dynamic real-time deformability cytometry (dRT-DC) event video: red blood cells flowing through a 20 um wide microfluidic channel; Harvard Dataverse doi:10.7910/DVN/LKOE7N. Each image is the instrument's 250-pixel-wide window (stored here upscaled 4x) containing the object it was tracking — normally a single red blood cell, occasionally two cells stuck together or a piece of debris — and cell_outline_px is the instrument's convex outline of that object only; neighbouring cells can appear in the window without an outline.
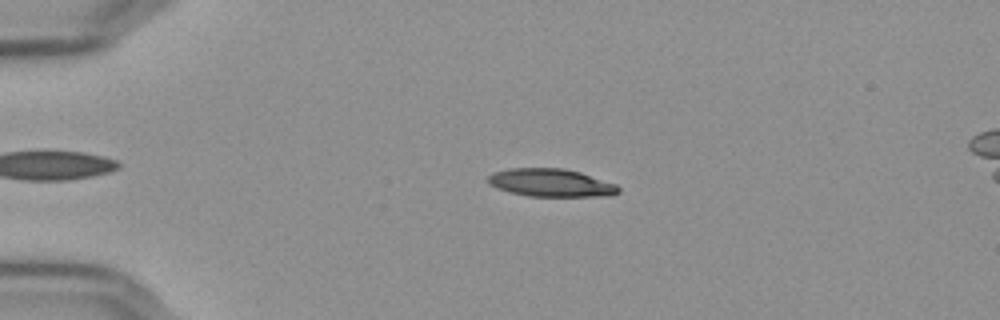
{"species": "Egyptian fruit bat (a non-hibernating species)", "species_latin": "Rousettus aegyptiacus", "temperature_condition": "cold", "stored_images_in_passage": 56, "camera_frame_rate_fps": 3000, "um_per_image_px": 0.085, "frame": {"image": 1, "passage_image": 13, "time_ms": 4.0, "image_size_px": [1000, 320], "cell_outline_px": [[620, 192], [612, 196], [528, 196], [496, 188], [488, 184], [488, 176], [496, 172], [508, 168], [564, 168], [580, 172], [616, 184], [620, 188]], "centroid_in_image_um": [46.86, 15.54], "position_along_channel_um": 38.1, "area_um2": 21.21}}
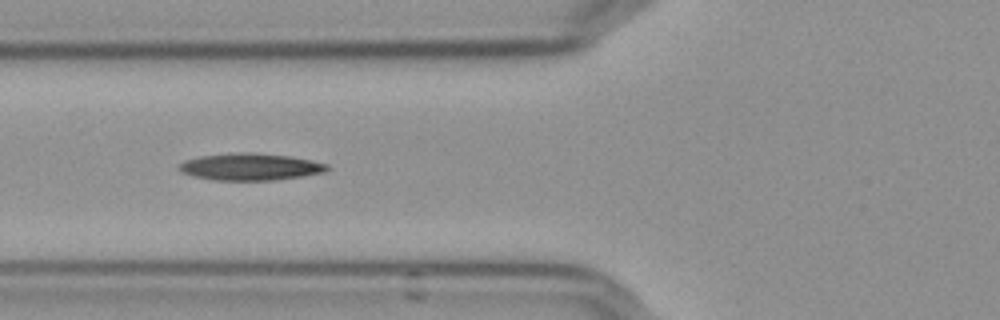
{"frame": {"image": 2, "passage_image": 22, "time_ms": 7.0, "image_size_px": [1000, 320], "cell_outline_px": [[328, 168], [324, 172], [276, 180], [212, 180], [192, 176], [180, 172], [176, 168], [184, 160], [200, 156], [236, 152], [256, 152], [292, 156], [312, 160], [328, 164]], "centroid_in_image_um": [21.23, 14.17], "position_along_channel_um": 104.6, "area_um2": 23.52}}
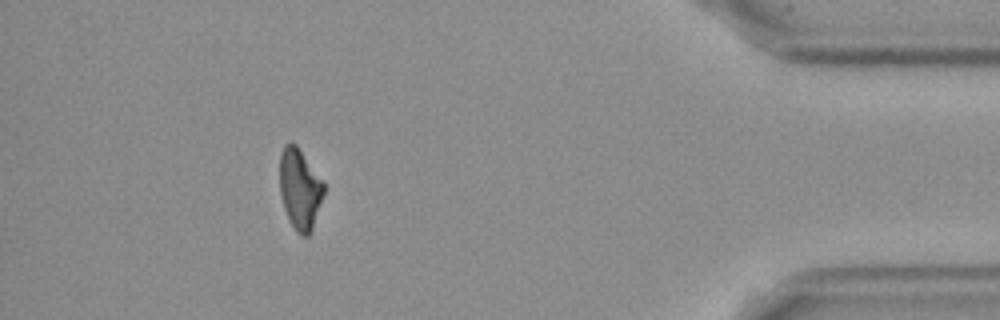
{"frame": {"image": 3, "passage_image": 51, "time_ms": 16.667, "image_size_px": [1000, 320], "cell_outline_px": [[324, 192], [312, 228], [308, 236], [300, 236], [296, 232], [288, 220], [284, 208], [280, 192], [280, 152], [284, 144], [296, 144], [324, 184]], "centroid_in_image_um": [25.46, 16.09], "position_along_channel_um": 409.7, "area_um2": 20.4}, "authors_computed_cell_mechanics": {"area_um2": 21.5305, "velocity_mm_per_s": 3.6496, "shape_relaxation_time_tau1_ms": 10.607, "shape_relaxation_time_tau2_ms": null, "deformation_change_tau1": 0.2001, "deformation_change_tau2": null}}